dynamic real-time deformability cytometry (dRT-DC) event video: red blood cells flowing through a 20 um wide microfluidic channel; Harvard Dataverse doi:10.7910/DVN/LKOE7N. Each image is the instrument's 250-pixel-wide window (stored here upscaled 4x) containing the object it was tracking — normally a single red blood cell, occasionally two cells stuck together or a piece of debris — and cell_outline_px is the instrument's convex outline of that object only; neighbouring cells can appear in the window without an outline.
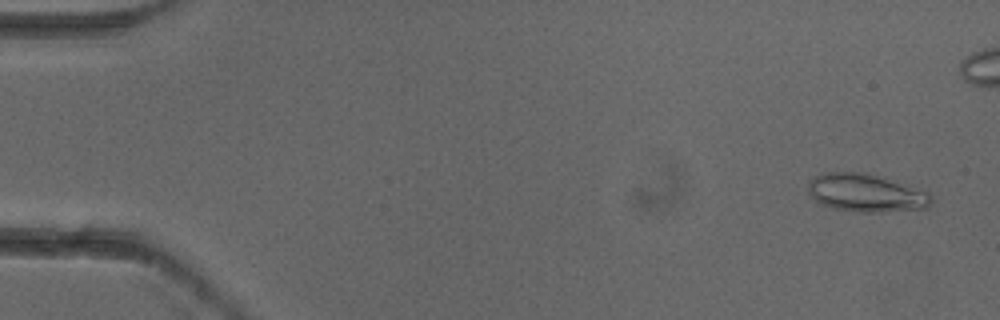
{"species": "common noctule bat (a hibernating species)", "species_latin": "Nyctalus noctula", "temperature_condition": "cold", "stored_images_in_passage": 8, "segment_of_instrument_passage": [1, 2], "camera_frame_rate_fps": 3000, "um_per_image_px": 0.085, "animal": {"sex": "female"}, "frame": {"image": 1, "passage_image": 1, "time_ms": 0.0, "image_size_px": [1000, 320], "cell_outline_px": [[932, 200], [928, 208], [880, 212], [860, 212], [832, 208], [816, 200], [808, 192], [808, 180], [824, 172], [864, 172], [928, 192], [932, 196]], "centroid_in_image_um": [73.59, 16.4], "position_along_channel_um": 11.4, "area_um2": 26.93}}
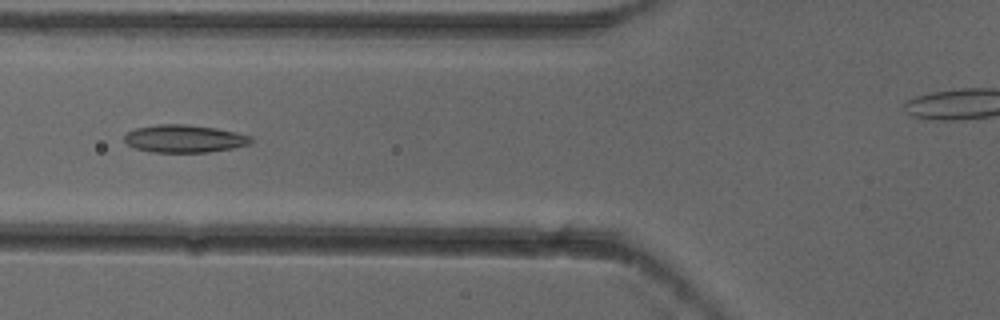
{"frame": {"image": 2, "passage_image": 6, "time_ms": 1.667, "image_size_px": [1000, 320], "cell_outline_px": [[256, 140], [248, 144], [232, 148], [208, 152], [148, 152], [136, 148], [128, 144], [124, 140], [124, 136], [128, 132], [136, 128], [156, 124], [184, 124], [216, 128], [236, 132], [252, 136]], "centroid_in_image_um": [15.69, 11.78], "position_along_channel_um": 110.1, "area_um2": 20.46}}
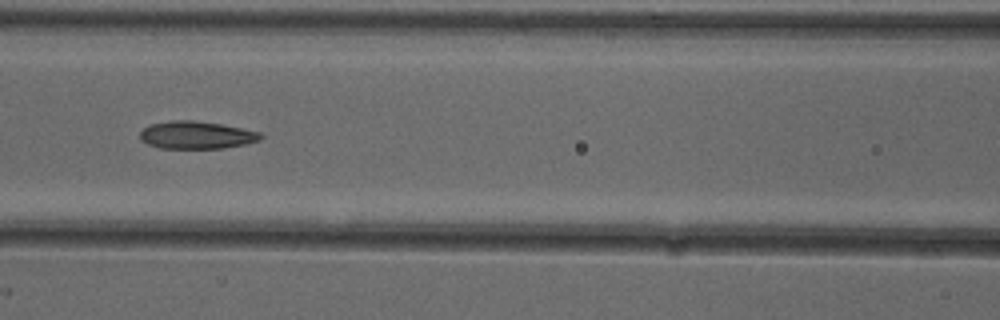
{"frame": {"image": 3, "passage_image": 7, "time_ms": 2.0, "image_size_px": [1000, 320], "cell_outline_px": [[264, 136], [260, 140], [244, 144], [224, 148], [160, 148], [148, 144], [140, 140], [140, 132], [144, 128], [152, 124], [172, 120], [192, 120], [220, 124], [260, 132]], "centroid_in_image_um": [16.69, 11.48], "position_along_channel_um": 149.9, "area_um2": 19.25}}